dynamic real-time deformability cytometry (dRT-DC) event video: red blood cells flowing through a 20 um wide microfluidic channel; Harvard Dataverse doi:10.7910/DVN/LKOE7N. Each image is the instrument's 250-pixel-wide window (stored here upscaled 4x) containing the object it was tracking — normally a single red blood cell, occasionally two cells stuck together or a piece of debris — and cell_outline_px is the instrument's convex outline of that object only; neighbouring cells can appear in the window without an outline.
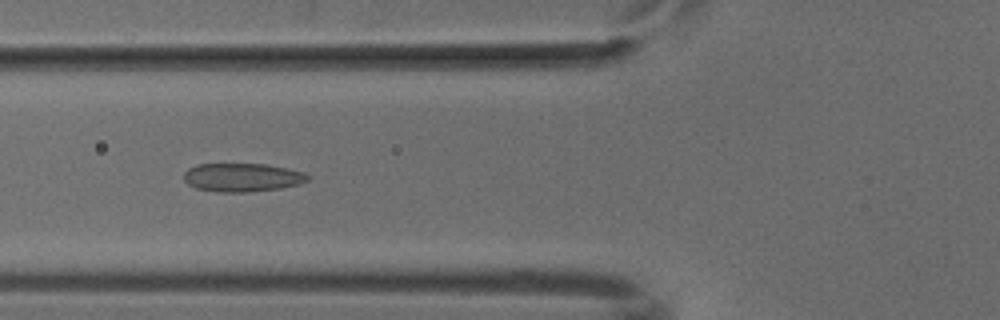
{"species": "common noctule bat (a hibernating species)", "species_latin": "Nyctalus noctula", "temperature_condition": "cold", "stored_images_in_passage": 47, "camera_frame_rate_fps": 3000, "um_per_image_px": 0.085, "animal": {"sex": "male", "body_mass_g": 18.8}, "frame": {"image": 1, "passage_image": 15, "time_ms": 4.667, "image_size_px": [1000, 320], "cell_outline_px": [[308, 180], [300, 184], [280, 188], [252, 192], [216, 192], [196, 188], [188, 184], [184, 180], [184, 172], [188, 168], [196, 164], [264, 164], [304, 172], [308, 176]], "centroid_in_image_um": [20.55, 15.09], "position_along_channel_um": 105.2, "area_um2": 20.58}}
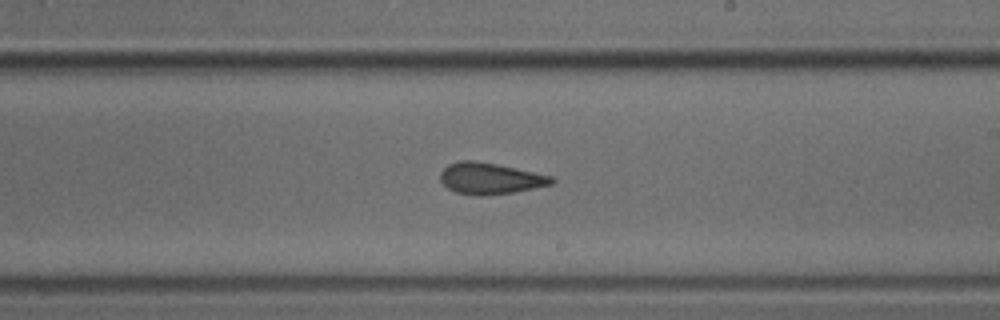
{"frame": {"image": 2, "passage_image": 26, "time_ms": 8.333, "image_size_px": [1000, 320], "cell_outline_px": [[556, 180], [552, 184], [512, 192], [476, 196], [456, 192], [448, 188], [440, 180], [440, 172], [448, 164], [460, 160], [472, 160], [496, 164], [552, 176]], "centroid_in_image_um": [41.63, 15.16], "position_along_channel_um": 247.4, "area_um2": 20.06}}
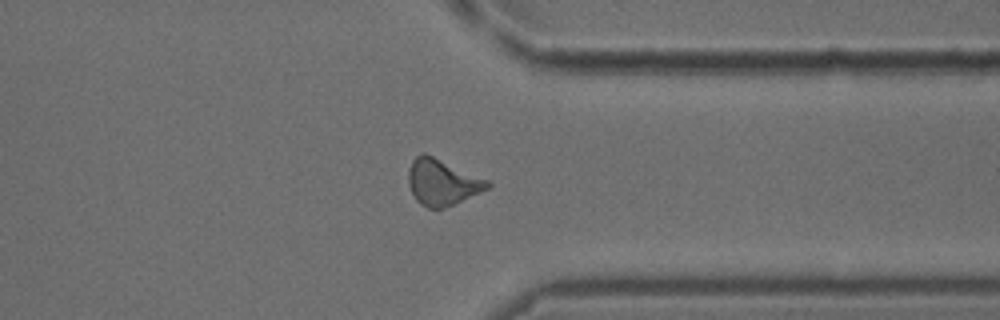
{"frame": {"image": 3, "passage_image": 36, "time_ms": 11.667, "image_size_px": [1000, 320], "cell_outline_px": [[492, 184], [488, 188], [444, 208], [428, 208], [420, 204], [416, 200], [408, 184], [408, 168], [412, 160], [416, 156], [424, 152], [488, 180]], "centroid_in_image_um": [37.55, 15.47], "position_along_channel_um": 373.9, "area_um2": 20.98}}